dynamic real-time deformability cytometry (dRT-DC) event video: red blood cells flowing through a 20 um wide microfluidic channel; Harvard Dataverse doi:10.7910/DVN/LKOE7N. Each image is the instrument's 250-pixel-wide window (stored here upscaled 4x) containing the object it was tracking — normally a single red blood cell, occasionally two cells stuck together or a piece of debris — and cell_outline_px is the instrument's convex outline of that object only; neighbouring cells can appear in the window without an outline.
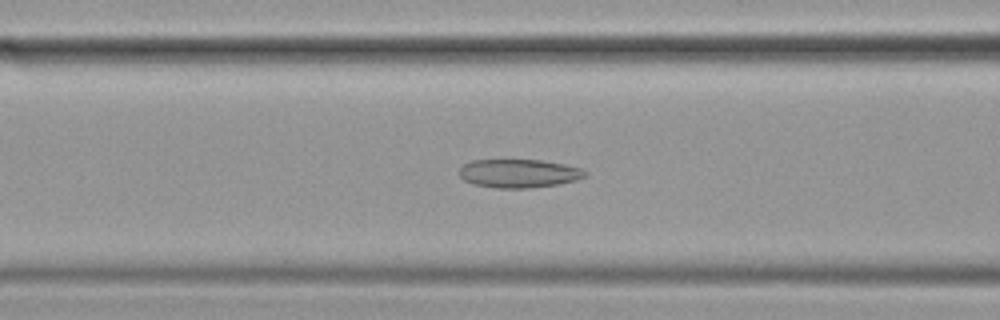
{"species": "common noctule bat (a hibernating species)", "species_latin": "Nyctalus noctula", "temperature_condition": "cold", "stored_images_in_passage": 31, "camera_frame_rate_fps": 3000, "um_per_image_px": 0.085, "animal": {"sex": "female", "body_mass_g": 19.9}, "frame": {"image": 1, "passage_image": 7, "time_ms": 2.0, "image_size_px": [1000, 320], "cell_outline_px": [[588, 176], [576, 180], [560, 184], [532, 188], [496, 188], [472, 184], [464, 180], [460, 176], [460, 168], [464, 164], [472, 160], [540, 160], [564, 164], [580, 168], [588, 172]], "centroid_in_image_um": [44.13, 14.75], "position_along_channel_um": 122.5, "area_um2": 21.04}}
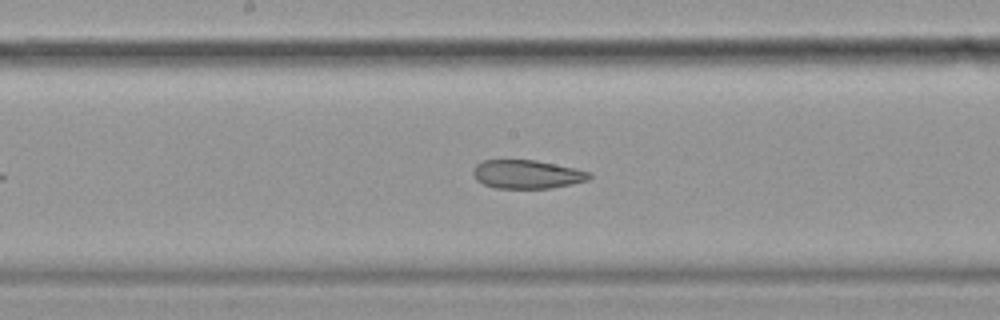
{"frame": {"image": 2, "passage_image": 14, "time_ms": 4.333, "image_size_px": [1000, 320], "cell_outline_px": [[592, 176], [588, 180], [572, 184], [552, 188], [496, 188], [484, 184], [476, 180], [472, 172], [472, 168], [476, 164], [484, 160], [536, 160], [592, 172]], "centroid_in_image_um": [44.79, 14.81], "position_along_channel_um": 203.4, "area_um2": 19.42}}
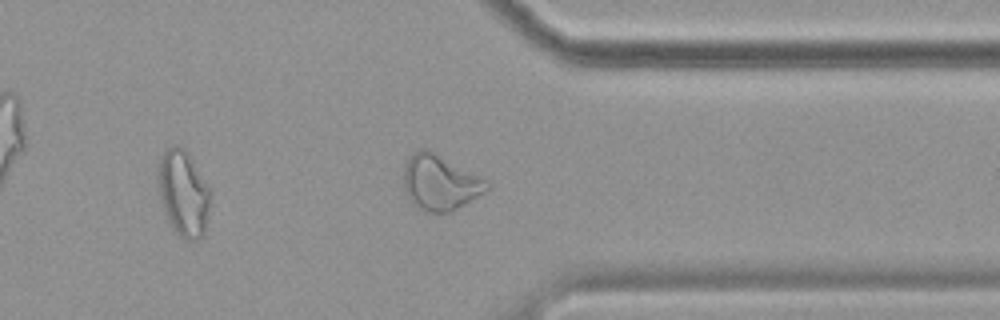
{"frame": {"image": 3, "passage_image": 29, "time_ms": 9.333, "image_size_px": [1000, 320], "cell_outline_px": [[488, 188], [484, 192], [452, 212], [424, 212], [412, 204], [408, 200], [404, 188], [404, 168], [408, 160], [420, 148], [424, 148], [488, 180]], "centroid_in_image_um": [37.38, 15.56], "position_along_channel_um": 374.0, "area_um2": 26.36}}